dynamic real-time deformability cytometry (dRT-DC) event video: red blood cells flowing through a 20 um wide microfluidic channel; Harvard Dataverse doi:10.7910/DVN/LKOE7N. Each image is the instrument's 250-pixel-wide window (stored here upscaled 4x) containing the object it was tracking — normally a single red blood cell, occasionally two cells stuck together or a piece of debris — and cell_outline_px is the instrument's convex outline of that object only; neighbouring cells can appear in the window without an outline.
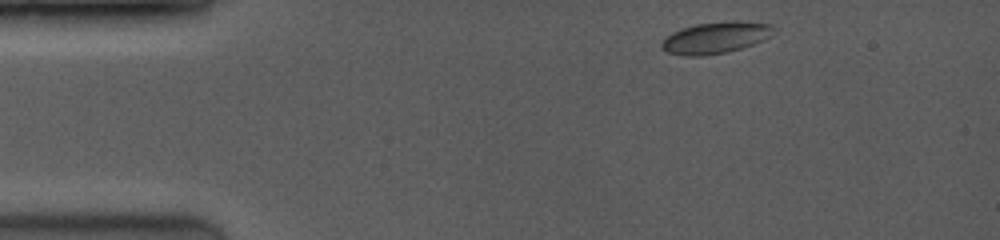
{"species": "common noctule bat (a hibernating species)", "species_latin": "Nyctalus noctula", "temperature_condition": "room temperature", "stored_images_in_passage": 3, "camera_frame_rate_fps": 3500, "um_per_image_px": 0.085, "animal": {"sex": "female", "body_mass_g": 19.0, "forearm_length_mm": 53.3}, "frame": {"image": 1, "passage_image": 1, "time_ms": 0.0, "image_size_px": [1000, 240], "cell_outline_px": [[776, 32], [764, 40], [728, 52], [704, 56], [684, 56], [664, 52], [660, 48], [660, 44], [672, 32], [696, 24], [736, 20], [772, 24], [776, 28]], "centroid_in_image_um": [60.85, 3.21], "position_along_channel_um": 24.2, "area_um2": 20.81}}
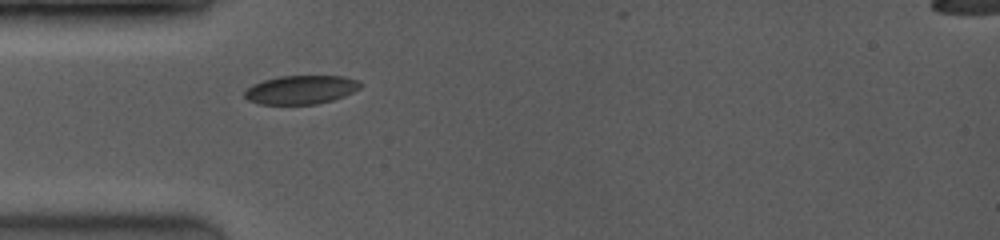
{"frame": {"image": 2, "passage_image": 3, "time_ms": 2.571, "image_size_px": [1000, 240], "cell_outline_px": [[360, 88], [344, 96], [332, 100], [316, 104], [260, 104], [248, 100], [244, 96], [244, 92], [252, 84], [264, 80], [280, 76], [344, 76], [360, 80]], "centroid_in_image_um": [25.58, 7.62], "position_along_channel_um": 59.4, "area_um2": 19.31}}